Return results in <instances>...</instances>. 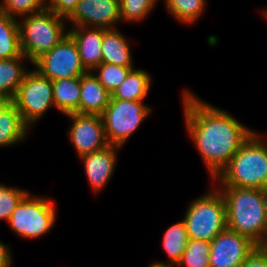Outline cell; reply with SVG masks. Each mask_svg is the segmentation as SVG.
Wrapping results in <instances>:
<instances>
[{"label":"cell","instance_id":"cell-1","mask_svg":"<svg viewBox=\"0 0 267 267\" xmlns=\"http://www.w3.org/2000/svg\"><path fill=\"white\" fill-rule=\"evenodd\" d=\"M181 96L186 132L213 180L255 130L186 88Z\"/></svg>","mask_w":267,"mask_h":267},{"label":"cell","instance_id":"cell-2","mask_svg":"<svg viewBox=\"0 0 267 267\" xmlns=\"http://www.w3.org/2000/svg\"><path fill=\"white\" fill-rule=\"evenodd\" d=\"M217 188L225 200L227 228L248 237L258 246H266L267 215L262 189Z\"/></svg>","mask_w":267,"mask_h":267},{"label":"cell","instance_id":"cell-3","mask_svg":"<svg viewBox=\"0 0 267 267\" xmlns=\"http://www.w3.org/2000/svg\"><path fill=\"white\" fill-rule=\"evenodd\" d=\"M262 137L255 130L211 183L216 187H267V140Z\"/></svg>","mask_w":267,"mask_h":267},{"label":"cell","instance_id":"cell-4","mask_svg":"<svg viewBox=\"0 0 267 267\" xmlns=\"http://www.w3.org/2000/svg\"><path fill=\"white\" fill-rule=\"evenodd\" d=\"M66 22L49 8L18 18L21 51L31 64L68 34Z\"/></svg>","mask_w":267,"mask_h":267},{"label":"cell","instance_id":"cell-5","mask_svg":"<svg viewBox=\"0 0 267 267\" xmlns=\"http://www.w3.org/2000/svg\"><path fill=\"white\" fill-rule=\"evenodd\" d=\"M208 189L186 207L183 221L189 239L211 242L227 228L224 197L215 185Z\"/></svg>","mask_w":267,"mask_h":267},{"label":"cell","instance_id":"cell-6","mask_svg":"<svg viewBox=\"0 0 267 267\" xmlns=\"http://www.w3.org/2000/svg\"><path fill=\"white\" fill-rule=\"evenodd\" d=\"M56 203L52 198L29 192L13 211L7 224L23 239L43 237L56 222Z\"/></svg>","mask_w":267,"mask_h":267},{"label":"cell","instance_id":"cell-7","mask_svg":"<svg viewBox=\"0 0 267 267\" xmlns=\"http://www.w3.org/2000/svg\"><path fill=\"white\" fill-rule=\"evenodd\" d=\"M152 111L151 106L144 101L110 99L101 114L109 145L123 148Z\"/></svg>","mask_w":267,"mask_h":267},{"label":"cell","instance_id":"cell-8","mask_svg":"<svg viewBox=\"0 0 267 267\" xmlns=\"http://www.w3.org/2000/svg\"><path fill=\"white\" fill-rule=\"evenodd\" d=\"M12 102L21 114L23 122L29 128L36 126V122L38 123L49 109L55 108L52 81L36 69H30Z\"/></svg>","mask_w":267,"mask_h":267},{"label":"cell","instance_id":"cell-9","mask_svg":"<svg viewBox=\"0 0 267 267\" xmlns=\"http://www.w3.org/2000/svg\"><path fill=\"white\" fill-rule=\"evenodd\" d=\"M32 65L51 81L81 77L87 72L83 67L78 47L69 34Z\"/></svg>","mask_w":267,"mask_h":267},{"label":"cell","instance_id":"cell-10","mask_svg":"<svg viewBox=\"0 0 267 267\" xmlns=\"http://www.w3.org/2000/svg\"><path fill=\"white\" fill-rule=\"evenodd\" d=\"M65 117L72 121L66 133L78 158L84 154L102 150L109 145L101 115L69 113L65 114Z\"/></svg>","mask_w":267,"mask_h":267},{"label":"cell","instance_id":"cell-11","mask_svg":"<svg viewBox=\"0 0 267 267\" xmlns=\"http://www.w3.org/2000/svg\"><path fill=\"white\" fill-rule=\"evenodd\" d=\"M258 245L229 228L210 242V267H240Z\"/></svg>","mask_w":267,"mask_h":267},{"label":"cell","instance_id":"cell-12","mask_svg":"<svg viewBox=\"0 0 267 267\" xmlns=\"http://www.w3.org/2000/svg\"><path fill=\"white\" fill-rule=\"evenodd\" d=\"M120 0H79L66 18L72 26L114 29L122 24Z\"/></svg>","mask_w":267,"mask_h":267},{"label":"cell","instance_id":"cell-13","mask_svg":"<svg viewBox=\"0 0 267 267\" xmlns=\"http://www.w3.org/2000/svg\"><path fill=\"white\" fill-rule=\"evenodd\" d=\"M121 148L115 145H108L102 150L79 157L83 163L85 176L94 195L102 191L111 178H113L117 167L118 151Z\"/></svg>","mask_w":267,"mask_h":267},{"label":"cell","instance_id":"cell-14","mask_svg":"<svg viewBox=\"0 0 267 267\" xmlns=\"http://www.w3.org/2000/svg\"><path fill=\"white\" fill-rule=\"evenodd\" d=\"M68 34L75 41L85 70L93 71L102 63L103 28L71 26Z\"/></svg>","mask_w":267,"mask_h":267},{"label":"cell","instance_id":"cell-15","mask_svg":"<svg viewBox=\"0 0 267 267\" xmlns=\"http://www.w3.org/2000/svg\"><path fill=\"white\" fill-rule=\"evenodd\" d=\"M79 114L101 115L109 104L111 93L92 71L81 76Z\"/></svg>","mask_w":267,"mask_h":267},{"label":"cell","instance_id":"cell-16","mask_svg":"<svg viewBox=\"0 0 267 267\" xmlns=\"http://www.w3.org/2000/svg\"><path fill=\"white\" fill-rule=\"evenodd\" d=\"M29 130L15 104L6 101L0 107V148L17 146L29 136Z\"/></svg>","mask_w":267,"mask_h":267},{"label":"cell","instance_id":"cell-17","mask_svg":"<svg viewBox=\"0 0 267 267\" xmlns=\"http://www.w3.org/2000/svg\"><path fill=\"white\" fill-rule=\"evenodd\" d=\"M130 41L118 28L103 29L102 62L135 67Z\"/></svg>","mask_w":267,"mask_h":267},{"label":"cell","instance_id":"cell-18","mask_svg":"<svg viewBox=\"0 0 267 267\" xmlns=\"http://www.w3.org/2000/svg\"><path fill=\"white\" fill-rule=\"evenodd\" d=\"M30 60L25 56L0 59V98L12 101L25 74L29 71L25 62Z\"/></svg>","mask_w":267,"mask_h":267},{"label":"cell","instance_id":"cell-19","mask_svg":"<svg viewBox=\"0 0 267 267\" xmlns=\"http://www.w3.org/2000/svg\"><path fill=\"white\" fill-rule=\"evenodd\" d=\"M152 83V76L147 70L133 68L124 82L112 92L110 99L145 101Z\"/></svg>","mask_w":267,"mask_h":267},{"label":"cell","instance_id":"cell-20","mask_svg":"<svg viewBox=\"0 0 267 267\" xmlns=\"http://www.w3.org/2000/svg\"><path fill=\"white\" fill-rule=\"evenodd\" d=\"M55 108L61 114L78 113L81 93V77L52 81Z\"/></svg>","mask_w":267,"mask_h":267},{"label":"cell","instance_id":"cell-21","mask_svg":"<svg viewBox=\"0 0 267 267\" xmlns=\"http://www.w3.org/2000/svg\"><path fill=\"white\" fill-rule=\"evenodd\" d=\"M21 55L18 18L0 12V59Z\"/></svg>","mask_w":267,"mask_h":267},{"label":"cell","instance_id":"cell-22","mask_svg":"<svg viewBox=\"0 0 267 267\" xmlns=\"http://www.w3.org/2000/svg\"><path fill=\"white\" fill-rule=\"evenodd\" d=\"M188 241L189 236L183 219L169 226L162 239V247L168 257L166 262L176 266L186 249Z\"/></svg>","mask_w":267,"mask_h":267},{"label":"cell","instance_id":"cell-23","mask_svg":"<svg viewBox=\"0 0 267 267\" xmlns=\"http://www.w3.org/2000/svg\"><path fill=\"white\" fill-rule=\"evenodd\" d=\"M167 12L176 21L191 25L205 13L207 0H164Z\"/></svg>","mask_w":267,"mask_h":267},{"label":"cell","instance_id":"cell-24","mask_svg":"<svg viewBox=\"0 0 267 267\" xmlns=\"http://www.w3.org/2000/svg\"><path fill=\"white\" fill-rule=\"evenodd\" d=\"M210 242L189 239L180 261L175 267H210Z\"/></svg>","mask_w":267,"mask_h":267},{"label":"cell","instance_id":"cell-25","mask_svg":"<svg viewBox=\"0 0 267 267\" xmlns=\"http://www.w3.org/2000/svg\"><path fill=\"white\" fill-rule=\"evenodd\" d=\"M159 0H120L122 23H138L147 19Z\"/></svg>","mask_w":267,"mask_h":267},{"label":"cell","instance_id":"cell-26","mask_svg":"<svg viewBox=\"0 0 267 267\" xmlns=\"http://www.w3.org/2000/svg\"><path fill=\"white\" fill-rule=\"evenodd\" d=\"M133 68L135 67H122L102 62L92 72L104 88L112 94V92L124 82Z\"/></svg>","mask_w":267,"mask_h":267},{"label":"cell","instance_id":"cell-27","mask_svg":"<svg viewBox=\"0 0 267 267\" xmlns=\"http://www.w3.org/2000/svg\"><path fill=\"white\" fill-rule=\"evenodd\" d=\"M29 192L0 183V221L8 222L15 208Z\"/></svg>","mask_w":267,"mask_h":267},{"label":"cell","instance_id":"cell-28","mask_svg":"<svg viewBox=\"0 0 267 267\" xmlns=\"http://www.w3.org/2000/svg\"><path fill=\"white\" fill-rule=\"evenodd\" d=\"M47 8L45 0H1L0 12L20 18Z\"/></svg>","mask_w":267,"mask_h":267},{"label":"cell","instance_id":"cell-29","mask_svg":"<svg viewBox=\"0 0 267 267\" xmlns=\"http://www.w3.org/2000/svg\"><path fill=\"white\" fill-rule=\"evenodd\" d=\"M79 0H45L47 8L59 16L67 18L75 9Z\"/></svg>","mask_w":267,"mask_h":267},{"label":"cell","instance_id":"cell-30","mask_svg":"<svg viewBox=\"0 0 267 267\" xmlns=\"http://www.w3.org/2000/svg\"><path fill=\"white\" fill-rule=\"evenodd\" d=\"M240 267H267V247L257 246Z\"/></svg>","mask_w":267,"mask_h":267},{"label":"cell","instance_id":"cell-31","mask_svg":"<svg viewBox=\"0 0 267 267\" xmlns=\"http://www.w3.org/2000/svg\"><path fill=\"white\" fill-rule=\"evenodd\" d=\"M10 246L0 240V267H12L13 254Z\"/></svg>","mask_w":267,"mask_h":267},{"label":"cell","instance_id":"cell-32","mask_svg":"<svg viewBox=\"0 0 267 267\" xmlns=\"http://www.w3.org/2000/svg\"><path fill=\"white\" fill-rule=\"evenodd\" d=\"M148 267H175L173 264L167 263L166 261H155L152 262Z\"/></svg>","mask_w":267,"mask_h":267},{"label":"cell","instance_id":"cell-33","mask_svg":"<svg viewBox=\"0 0 267 267\" xmlns=\"http://www.w3.org/2000/svg\"><path fill=\"white\" fill-rule=\"evenodd\" d=\"M262 195H263V201H264L265 211L267 215V187L262 189Z\"/></svg>","mask_w":267,"mask_h":267},{"label":"cell","instance_id":"cell-34","mask_svg":"<svg viewBox=\"0 0 267 267\" xmlns=\"http://www.w3.org/2000/svg\"><path fill=\"white\" fill-rule=\"evenodd\" d=\"M262 15L264 16V18L267 20V8L265 7L264 10H261Z\"/></svg>","mask_w":267,"mask_h":267},{"label":"cell","instance_id":"cell-35","mask_svg":"<svg viewBox=\"0 0 267 267\" xmlns=\"http://www.w3.org/2000/svg\"><path fill=\"white\" fill-rule=\"evenodd\" d=\"M6 102V100L0 98V107Z\"/></svg>","mask_w":267,"mask_h":267}]
</instances>
